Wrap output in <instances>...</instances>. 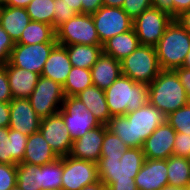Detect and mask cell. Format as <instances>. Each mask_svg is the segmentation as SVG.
<instances>
[{"label":"cell","mask_w":190,"mask_h":190,"mask_svg":"<svg viewBox=\"0 0 190 190\" xmlns=\"http://www.w3.org/2000/svg\"><path fill=\"white\" fill-rule=\"evenodd\" d=\"M155 49L161 70L183 67L190 51V35L178 20L173 19Z\"/></svg>","instance_id":"277c9868"},{"label":"cell","mask_w":190,"mask_h":190,"mask_svg":"<svg viewBox=\"0 0 190 190\" xmlns=\"http://www.w3.org/2000/svg\"><path fill=\"white\" fill-rule=\"evenodd\" d=\"M17 183V165L0 163V190H10Z\"/></svg>","instance_id":"8d00e7d4"},{"label":"cell","mask_w":190,"mask_h":190,"mask_svg":"<svg viewBox=\"0 0 190 190\" xmlns=\"http://www.w3.org/2000/svg\"><path fill=\"white\" fill-rule=\"evenodd\" d=\"M57 42L15 44L9 62L16 67L42 74L47 58Z\"/></svg>","instance_id":"4fadbf2b"},{"label":"cell","mask_w":190,"mask_h":190,"mask_svg":"<svg viewBox=\"0 0 190 190\" xmlns=\"http://www.w3.org/2000/svg\"><path fill=\"white\" fill-rule=\"evenodd\" d=\"M62 190H81L86 185L99 181L97 163L63 156Z\"/></svg>","instance_id":"7c38bea8"},{"label":"cell","mask_w":190,"mask_h":190,"mask_svg":"<svg viewBox=\"0 0 190 190\" xmlns=\"http://www.w3.org/2000/svg\"><path fill=\"white\" fill-rule=\"evenodd\" d=\"M82 13L93 14L103 6L102 0H81Z\"/></svg>","instance_id":"7bdbcfd3"},{"label":"cell","mask_w":190,"mask_h":190,"mask_svg":"<svg viewBox=\"0 0 190 190\" xmlns=\"http://www.w3.org/2000/svg\"><path fill=\"white\" fill-rule=\"evenodd\" d=\"M92 85L90 69L72 66L63 85V90L66 97H74Z\"/></svg>","instance_id":"f546056e"},{"label":"cell","mask_w":190,"mask_h":190,"mask_svg":"<svg viewBox=\"0 0 190 190\" xmlns=\"http://www.w3.org/2000/svg\"><path fill=\"white\" fill-rule=\"evenodd\" d=\"M63 157L41 166L42 190H62Z\"/></svg>","instance_id":"1f68e13d"},{"label":"cell","mask_w":190,"mask_h":190,"mask_svg":"<svg viewBox=\"0 0 190 190\" xmlns=\"http://www.w3.org/2000/svg\"><path fill=\"white\" fill-rule=\"evenodd\" d=\"M54 0H31L25 7L31 21L43 22L53 26Z\"/></svg>","instance_id":"d6a6232c"},{"label":"cell","mask_w":190,"mask_h":190,"mask_svg":"<svg viewBox=\"0 0 190 190\" xmlns=\"http://www.w3.org/2000/svg\"><path fill=\"white\" fill-rule=\"evenodd\" d=\"M90 70L92 84L102 90L109 88L122 74L120 61L103 52Z\"/></svg>","instance_id":"7402d4cb"},{"label":"cell","mask_w":190,"mask_h":190,"mask_svg":"<svg viewBox=\"0 0 190 190\" xmlns=\"http://www.w3.org/2000/svg\"><path fill=\"white\" fill-rule=\"evenodd\" d=\"M8 76L12 98H29L41 76L38 73L13 66L9 61L4 64Z\"/></svg>","instance_id":"ffe728a7"},{"label":"cell","mask_w":190,"mask_h":190,"mask_svg":"<svg viewBox=\"0 0 190 190\" xmlns=\"http://www.w3.org/2000/svg\"><path fill=\"white\" fill-rule=\"evenodd\" d=\"M30 2L31 0H8L5 5L25 8Z\"/></svg>","instance_id":"816d5d0a"},{"label":"cell","mask_w":190,"mask_h":190,"mask_svg":"<svg viewBox=\"0 0 190 190\" xmlns=\"http://www.w3.org/2000/svg\"><path fill=\"white\" fill-rule=\"evenodd\" d=\"M107 190H138L135 181H114Z\"/></svg>","instance_id":"f6af8a7d"},{"label":"cell","mask_w":190,"mask_h":190,"mask_svg":"<svg viewBox=\"0 0 190 190\" xmlns=\"http://www.w3.org/2000/svg\"><path fill=\"white\" fill-rule=\"evenodd\" d=\"M54 4L53 28L56 30L60 25L76 16L78 12L62 3V0H54Z\"/></svg>","instance_id":"d590c367"},{"label":"cell","mask_w":190,"mask_h":190,"mask_svg":"<svg viewBox=\"0 0 190 190\" xmlns=\"http://www.w3.org/2000/svg\"><path fill=\"white\" fill-rule=\"evenodd\" d=\"M31 22L26 8L0 6V25L16 43L27 25Z\"/></svg>","instance_id":"603a6c76"},{"label":"cell","mask_w":190,"mask_h":190,"mask_svg":"<svg viewBox=\"0 0 190 190\" xmlns=\"http://www.w3.org/2000/svg\"><path fill=\"white\" fill-rule=\"evenodd\" d=\"M57 42L53 26L37 21H31L23 30L20 39L15 44H37Z\"/></svg>","instance_id":"83f0119b"},{"label":"cell","mask_w":190,"mask_h":190,"mask_svg":"<svg viewBox=\"0 0 190 190\" xmlns=\"http://www.w3.org/2000/svg\"><path fill=\"white\" fill-rule=\"evenodd\" d=\"M121 63L122 75L149 85L161 71L155 47L139 45Z\"/></svg>","instance_id":"8992f818"},{"label":"cell","mask_w":190,"mask_h":190,"mask_svg":"<svg viewBox=\"0 0 190 190\" xmlns=\"http://www.w3.org/2000/svg\"><path fill=\"white\" fill-rule=\"evenodd\" d=\"M173 155L184 158L190 157V135L176 132Z\"/></svg>","instance_id":"f35d334b"},{"label":"cell","mask_w":190,"mask_h":190,"mask_svg":"<svg viewBox=\"0 0 190 190\" xmlns=\"http://www.w3.org/2000/svg\"><path fill=\"white\" fill-rule=\"evenodd\" d=\"M173 18L176 19L182 12L190 9V0H172Z\"/></svg>","instance_id":"bcb514c9"},{"label":"cell","mask_w":190,"mask_h":190,"mask_svg":"<svg viewBox=\"0 0 190 190\" xmlns=\"http://www.w3.org/2000/svg\"><path fill=\"white\" fill-rule=\"evenodd\" d=\"M104 140V125L87 131L82 137L73 140L70 156L76 159L97 163L101 158Z\"/></svg>","instance_id":"d6986e66"},{"label":"cell","mask_w":190,"mask_h":190,"mask_svg":"<svg viewBox=\"0 0 190 190\" xmlns=\"http://www.w3.org/2000/svg\"><path fill=\"white\" fill-rule=\"evenodd\" d=\"M150 7H152V0H124L122 5V9L133 21Z\"/></svg>","instance_id":"74e56055"},{"label":"cell","mask_w":190,"mask_h":190,"mask_svg":"<svg viewBox=\"0 0 190 190\" xmlns=\"http://www.w3.org/2000/svg\"><path fill=\"white\" fill-rule=\"evenodd\" d=\"M140 45L134 28L109 38L102 45L103 53L112 56L118 61H122Z\"/></svg>","instance_id":"d4e9b609"},{"label":"cell","mask_w":190,"mask_h":190,"mask_svg":"<svg viewBox=\"0 0 190 190\" xmlns=\"http://www.w3.org/2000/svg\"><path fill=\"white\" fill-rule=\"evenodd\" d=\"M176 131L166 121L144 141L142 151L145 159H168L173 155Z\"/></svg>","instance_id":"2e32d148"},{"label":"cell","mask_w":190,"mask_h":190,"mask_svg":"<svg viewBox=\"0 0 190 190\" xmlns=\"http://www.w3.org/2000/svg\"><path fill=\"white\" fill-rule=\"evenodd\" d=\"M72 66L91 69L102 54V45L75 44L66 45Z\"/></svg>","instance_id":"4316f807"},{"label":"cell","mask_w":190,"mask_h":190,"mask_svg":"<svg viewBox=\"0 0 190 190\" xmlns=\"http://www.w3.org/2000/svg\"><path fill=\"white\" fill-rule=\"evenodd\" d=\"M166 121L176 132L190 135V102L170 113Z\"/></svg>","instance_id":"e575fe53"},{"label":"cell","mask_w":190,"mask_h":190,"mask_svg":"<svg viewBox=\"0 0 190 190\" xmlns=\"http://www.w3.org/2000/svg\"><path fill=\"white\" fill-rule=\"evenodd\" d=\"M58 113L62 116L72 140H77L87 131L102 125L75 96L65 97Z\"/></svg>","instance_id":"9c48e42d"},{"label":"cell","mask_w":190,"mask_h":190,"mask_svg":"<svg viewBox=\"0 0 190 190\" xmlns=\"http://www.w3.org/2000/svg\"><path fill=\"white\" fill-rule=\"evenodd\" d=\"M102 2L104 6L122 8L124 0H102Z\"/></svg>","instance_id":"f5cc1de1"},{"label":"cell","mask_w":190,"mask_h":190,"mask_svg":"<svg viewBox=\"0 0 190 190\" xmlns=\"http://www.w3.org/2000/svg\"><path fill=\"white\" fill-rule=\"evenodd\" d=\"M168 185L185 188L190 182V162L188 158L170 156L167 159Z\"/></svg>","instance_id":"f1b7e54d"},{"label":"cell","mask_w":190,"mask_h":190,"mask_svg":"<svg viewBox=\"0 0 190 190\" xmlns=\"http://www.w3.org/2000/svg\"><path fill=\"white\" fill-rule=\"evenodd\" d=\"M10 108L9 103L0 102V127H9Z\"/></svg>","instance_id":"7dc6e473"},{"label":"cell","mask_w":190,"mask_h":190,"mask_svg":"<svg viewBox=\"0 0 190 190\" xmlns=\"http://www.w3.org/2000/svg\"><path fill=\"white\" fill-rule=\"evenodd\" d=\"M59 158L40 131L28 136L22 163L42 166Z\"/></svg>","instance_id":"cb8c5ba5"},{"label":"cell","mask_w":190,"mask_h":190,"mask_svg":"<svg viewBox=\"0 0 190 190\" xmlns=\"http://www.w3.org/2000/svg\"><path fill=\"white\" fill-rule=\"evenodd\" d=\"M8 0H0V6H3L7 3Z\"/></svg>","instance_id":"9f6ffc18"},{"label":"cell","mask_w":190,"mask_h":190,"mask_svg":"<svg viewBox=\"0 0 190 190\" xmlns=\"http://www.w3.org/2000/svg\"><path fill=\"white\" fill-rule=\"evenodd\" d=\"M28 136L9 127H0V163H22Z\"/></svg>","instance_id":"e0dca14e"},{"label":"cell","mask_w":190,"mask_h":190,"mask_svg":"<svg viewBox=\"0 0 190 190\" xmlns=\"http://www.w3.org/2000/svg\"><path fill=\"white\" fill-rule=\"evenodd\" d=\"M65 97L61 84L40 76L28 100L37 115L44 119L58 113Z\"/></svg>","instance_id":"ba28073f"},{"label":"cell","mask_w":190,"mask_h":190,"mask_svg":"<svg viewBox=\"0 0 190 190\" xmlns=\"http://www.w3.org/2000/svg\"><path fill=\"white\" fill-rule=\"evenodd\" d=\"M81 190H107L105 184L99 180L92 184L86 185Z\"/></svg>","instance_id":"f907efd6"},{"label":"cell","mask_w":190,"mask_h":190,"mask_svg":"<svg viewBox=\"0 0 190 190\" xmlns=\"http://www.w3.org/2000/svg\"><path fill=\"white\" fill-rule=\"evenodd\" d=\"M21 190H42L41 166L17 164V183Z\"/></svg>","instance_id":"4dcf8cb0"},{"label":"cell","mask_w":190,"mask_h":190,"mask_svg":"<svg viewBox=\"0 0 190 190\" xmlns=\"http://www.w3.org/2000/svg\"><path fill=\"white\" fill-rule=\"evenodd\" d=\"M148 102L168 116L190 101L177 73L161 70L148 85Z\"/></svg>","instance_id":"7a4b0ae2"},{"label":"cell","mask_w":190,"mask_h":190,"mask_svg":"<svg viewBox=\"0 0 190 190\" xmlns=\"http://www.w3.org/2000/svg\"><path fill=\"white\" fill-rule=\"evenodd\" d=\"M104 93L111 116L125 115L148 103V85L122 74Z\"/></svg>","instance_id":"3957f363"},{"label":"cell","mask_w":190,"mask_h":190,"mask_svg":"<svg viewBox=\"0 0 190 190\" xmlns=\"http://www.w3.org/2000/svg\"><path fill=\"white\" fill-rule=\"evenodd\" d=\"M91 15L102 44L109 38L125 33L133 28V20L120 7L103 5Z\"/></svg>","instance_id":"8fae6325"},{"label":"cell","mask_w":190,"mask_h":190,"mask_svg":"<svg viewBox=\"0 0 190 190\" xmlns=\"http://www.w3.org/2000/svg\"><path fill=\"white\" fill-rule=\"evenodd\" d=\"M184 67L190 68V51H189V53L187 54L186 60H185V62H184Z\"/></svg>","instance_id":"11a10c76"},{"label":"cell","mask_w":190,"mask_h":190,"mask_svg":"<svg viewBox=\"0 0 190 190\" xmlns=\"http://www.w3.org/2000/svg\"><path fill=\"white\" fill-rule=\"evenodd\" d=\"M176 20H178V22L184 27L185 31L190 35V9L182 12Z\"/></svg>","instance_id":"c3c4849f"},{"label":"cell","mask_w":190,"mask_h":190,"mask_svg":"<svg viewBox=\"0 0 190 190\" xmlns=\"http://www.w3.org/2000/svg\"><path fill=\"white\" fill-rule=\"evenodd\" d=\"M39 131L58 157L70 154L73 140L59 113L41 119Z\"/></svg>","instance_id":"5bb4252c"},{"label":"cell","mask_w":190,"mask_h":190,"mask_svg":"<svg viewBox=\"0 0 190 190\" xmlns=\"http://www.w3.org/2000/svg\"><path fill=\"white\" fill-rule=\"evenodd\" d=\"M144 161L142 148L129 147L122 157H101L97 162L99 179L106 188L114 181H134Z\"/></svg>","instance_id":"5b68a950"},{"label":"cell","mask_w":190,"mask_h":190,"mask_svg":"<svg viewBox=\"0 0 190 190\" xmlns=\"http://www.w3.org/2000/svg\"><path fill=\"white\" fill-rule=\"evenodd\" d=\"M173 19L169 14L157 8L146 9L133 21V28L140 45L155 47Z\"/></svg>","instance_id":"30bf717a"},{"label":"cell","mask_w":190,"mask_h":190,"mask_svg":"<svg viewBox=\"0 0 190 190\" xmlns=\"http://www.w3.org/2000/svg\"><path fill=\"white\" fill-rule=\"evenodd\" d=\"M71 68L66 46L56 44L44 64L41 76L50 78L63 86Z\"/></svg>","instance_id":"44dd1931"},{"label":"cell","mask_w":190,"mask_h":190,"mask_svg":"<svg viewBox=\"0 0 190 190\" xmlns=\"http://www.w3.org/2000/svg\"><path fill=\"white\" fill-rule=\"evenodd\" d=\"M182 85L185 87L188 99L190 101V68L186 67H178L174 70Z\"/></svg>","instance_id":"b9f144b4"},{"label":"cell","mask_w":190,"mask_h":190,"mask_svg":"<svg viewBox=\"0 0 190 190\" xmlns=\"http://www.w3.org/2000/svg\"><path fill=\"white\" fill-rule=\"evenodd\" d=\"M10 190H21L18 185L16 184L15 186H13Z\"/></svg>","instance_id":"6f0895ef"},{"label":"cell","mask_w":190,"mask_h":190,"mask_svg":"<svg viewBox=\"0 0 190 190\" xmlns=\"http://www.w3.org/2000/svg\"><path fill=\"white\" fill-rule=\"evenodd\" d=\"M129 148L120 137L108 130L104 125V140L101 149V157H122L123 152Z\"/></svg>","instance_id":"836d02e7"},{"label":"cell","mask_w":190,"mask_h":190,"mask_svg":"<svg viewBox=\"0 0 190 190\" xmlns=\"http://www.w3.org/2000/svg\"><path fill=\"white\" fill-rule=\"evenodd\" d=\"M14 45V41L0 25V66L9 61Z\"/></svg>","instance_id":"ab89813d"},{"label":"cell","mask_w":190,"mask_h":190,"mask_svg":"<svg viewBox=\"0 0 190 190\" xmlns=\"http://www.w3.org/2000/svg\"><path fill=\"white\" fill-rule=\"evenodd\" d=\"M184 190H190V182L186 185V187L184 188Z\"/></svg>","instance_id":"680465c9"},{"label":"cell","mask_w":190,"mask_h":190,"mask_svg":"<svg viewBox=\"0 0 190 190\" xmlns=\"http://www.w3.org/2000/svg\"><path fill=\"white\" fill-rule=\"evenodd\" d=\"M166 115L149 102L135 111L112 116L107 128L131 148H142L155 129L166 122Z\"/></svg>","instance_id":"6da1fadb"},{"label":"cell","mask_w":190,"mask_h":190,"mask_svg":"<svg viewBox=\"0 0 190 190\" xmlns=\"http://www.w3.org/2000/svg\"><path fill=\"white\" fill-rule=\"evenodd\" d=\"M12 99L6 69L5 66L2 65L0 66V102L10 103Z\"/></svg>","instance_id":"60d3db41"},{"label":"cell","mask_w":190,"mask_h":190,"mask_svg":"<svg viewBox=\"0 0 190 190\" xmlns=\"http://www.w3.org/2000/svg\"><path fill=\"white\" fill-rule=\"evenodd\" d=\"M57 44L75 45H103L98 37L91 14L78 13L56 30Z\"/></svg>","instance_id":"52a82bcc"},{"label":"cell","mask_w":190,"mask_h":190,"mask_svg":"<svg viewBox=\"0 0 190 190\" xmlns=\"http://www.w3.org/2000/svg\"><path fill=\"white\" fill-rule=\"evenodd\" d=\"M75 97L85 104L101 124L107 125L109 123L112 116L108 109L104 90L92 85Z\"/></svg>","instance_id":"484cf974"},{"label":"cell","mask_w":190,"mask_h":190,"mask_svg":"<svg viewBox=\"0 0 190 190\" xmlns=\"http://www.w3.org/2000/svg\"><path fill=\"white\" fill-rule=\"evenodd\" d=\"M134 181L138 190H160L167 186V159H145Z\"/></svg>","instance_id":"ac0fdd59"},{"label":"cell","mask_w":190,"mask_h":190,"mask_svg":"<svg viewBox=\"0 0 190 190\" xmlns=\"http://www.w3.org/2000/svg\"><path fill=\"white\" fill-rule=\"evenodd\" d=\"M62 3L66 4L68 7L72 8L78 13H82L81 0H62Z\"/></svg>","instance_id":"681fc988"},{"label":"cell","mask_w":190,"mask_h":190,"mask_svg":"<svg viewBox=\"0 0 190 190\" xmlns=\"http://www.w3.org/2000/svg\"><path fill=\"white\" fill-rule=\"evenodd\" d=\"M10 121L9 128L30 136L38 132L41 118L32 108L27 98H13L9 103Z\"/></svg>","instance_id":"9a60e30c"},{"label":"cell","mask_w":190,"mask_h":190,"mask_svg":"<svg viewBox=\"0 0 190 190\" xmlns=\"http://www.w3.org/2000/svg\"><path fill=\"white\" fill-rule=\"evenodd\" d=\"M152 7L157 8L173 17V1L172 0H152Z\"/></svg>","instance_id":"ee69618b"},{"label":"cell","mask_w":190,"mask_h":190,"mask_svg":"<svg viewBox=\"0 0 190 190\" xmlns=\"http://www.w3.org/2000/svg\"><path fill=\"white\" fill-rule=\"evenodd\" d=\"M160 190H184V188H177V187H174V186H164L163 188H161Z\"/></svg>","instance_id":"db71d44e"}]
</instances>
